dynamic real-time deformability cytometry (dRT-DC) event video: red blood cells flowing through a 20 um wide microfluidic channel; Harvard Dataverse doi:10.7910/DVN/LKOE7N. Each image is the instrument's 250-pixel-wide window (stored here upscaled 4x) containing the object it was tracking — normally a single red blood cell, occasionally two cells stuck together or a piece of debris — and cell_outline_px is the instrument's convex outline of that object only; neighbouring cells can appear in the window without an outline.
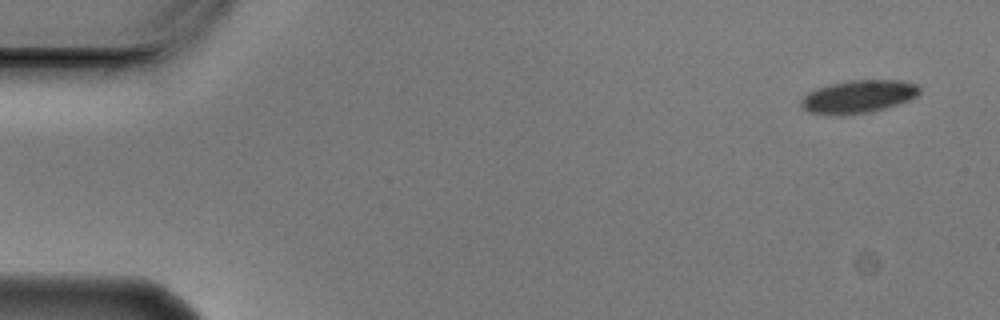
{"species": "Egyptian fruit bat (a non-hibernating species)", "species_latin": "Rousettus aegyptiacus", "temperature_condition": "cold", "stored_images_in_passage": 4, "camera_frame_rate_fps": 3000, "um_per_image_px": 0.085, "animal": {"sex": "male"}, "frame": {"image": 1, "passage_image": 1, "time_ms": 0.0, "image_size_px": [1000, 320], "cell_outline_px": [[920, 92], [916, 96], [908, 100], [884, 108], [868, 112], [840, 116], [808, 112], [800, 104], [800, 100], [808, 92], [816, 88], [832, 84], [852, 80], [900, 80], [916, 84], [920, 88]], "centroid_in_image_um": [72.93, 8.21], "position_along_channel_um": 12.1, "area_um2": 22.54}}